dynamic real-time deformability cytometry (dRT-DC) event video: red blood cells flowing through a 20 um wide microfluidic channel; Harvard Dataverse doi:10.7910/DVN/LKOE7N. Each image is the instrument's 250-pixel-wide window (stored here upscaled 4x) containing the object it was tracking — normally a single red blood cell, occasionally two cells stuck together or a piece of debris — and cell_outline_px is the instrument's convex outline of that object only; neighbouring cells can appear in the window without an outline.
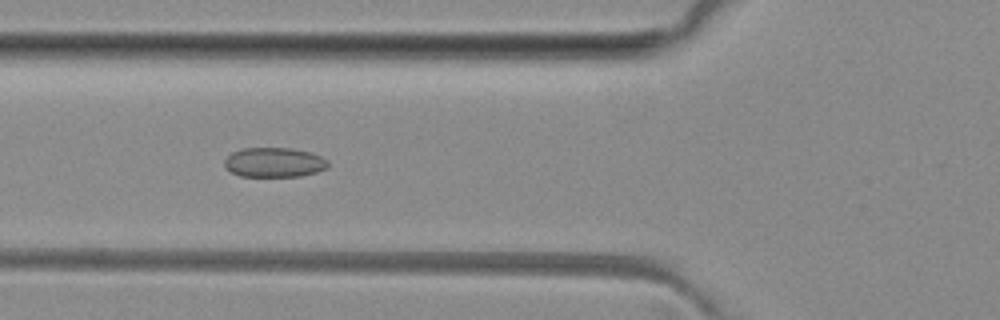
{"species": "common noctule bat (a hibernating species)", "species_latin": "Nyctalus noctula", "temperature_condition": "room temperature", "stored_images_in_passage": 6, "camera_frame_rate_fps": 3000, "um_per_image_px": 0.085, "animal": {"sex": "female", "body_mass_g": 29.2, "forearm_length_mm": 56.3}, "frame": {"image": 1, "passage_image": 4, "time_ms": 4.333, "image_size_px": [1000, 320], "cell_outline_px": [[328, 168], [316, 172], [300, 176], [240, 176], [224, 168], [224, 160], [232, 152], [240, 148], [292, 148], [308, 152], [320, 156], [328, 160]], "centroid_in_image_um": [23.28, 13.8], "position_along_channel_um": 102.5, "area_um2": 17.92}}
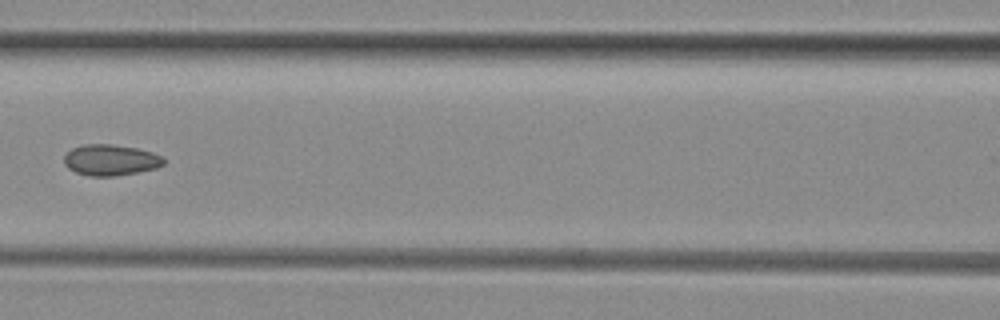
{"frame": {"image": 2, "passage_image": 5, "time_ms": 5.667, "image_size_px": [1000, 320], "cell_outline_px": [[164, 164], [156, 168], [136, 172], [112, 176], [88, 176], [76, 172], [68, 168], [64, 164], [64, 156], [72, 148], [84, 144], [112, 144], [136, 148], [152, 152], [160, 156], [164, 160]], "centroid_in_image_um": [9.37, 13.6], "position_along_channel_um": 157.2, "area_um2": 17.86}}
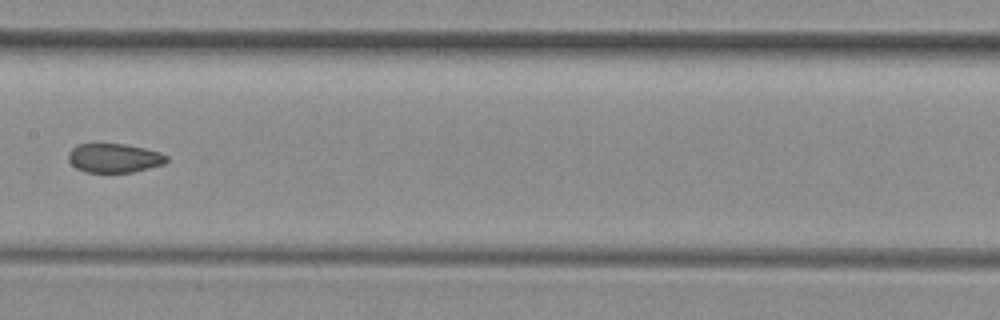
{"frame": {"image": 3, "passage_image": 6, "time_ms": 6.667, "image_size_px": [1000, 320], "cell_outline_px": [[168, 160], [164, 164], [132, 172], [88, 172], [76, 168], [68, 160], [68, 152], [72, 148], [80, 144], [124, 144], [144, 148], [160, 152], [168, 156]], "centroid_in_image_um": [9.71, 13.43], "position_along_channel_um": 197.7, "area_um2": 16.53}}